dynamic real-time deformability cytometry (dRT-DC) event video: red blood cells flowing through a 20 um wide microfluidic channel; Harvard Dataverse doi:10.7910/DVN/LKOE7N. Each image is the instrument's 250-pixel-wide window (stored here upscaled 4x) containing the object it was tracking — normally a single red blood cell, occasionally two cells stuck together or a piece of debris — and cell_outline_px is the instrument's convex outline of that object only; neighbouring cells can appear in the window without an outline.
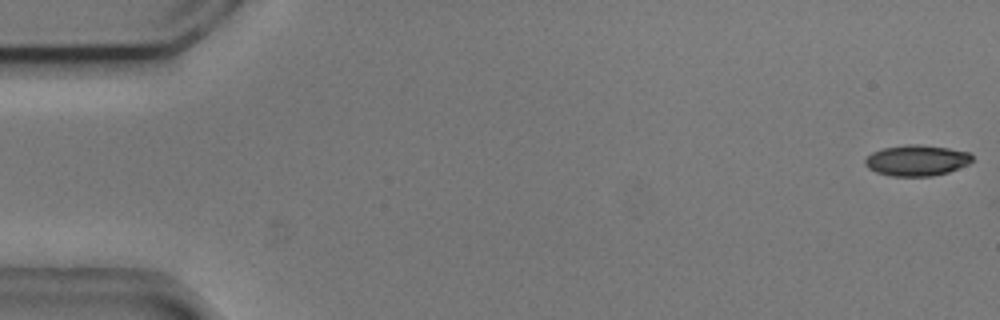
{"species": "common noctule bat (a hibernating species)", "species_latin": "Nyctalus noctula", "temperature_condition": "cold", "stored_images_in_passage": 44, "camera_frame_rate_fps": 3000, "um_per_image_px": 0.085, "animal": {"sex": "male", "body_mass_g": 20.5, "forearm_length_mm": 52.5}, "frame": {"image": 1, "passage_image": 1, "time_ms": 0.0, "image_size_px": [1000, 320], "cell_outline_px": [[972, 160], [968, 164], [948, 172], [932, 176], [892, 176], [876, 172], [868, 168], [864, 164], [864, 160], [872, 152], [884, 148], [908, 144], [920, 144], [948, 148], [968, 152], [972, 156]], "centroid_in_image_um": [77.9, 13.63], "position_along_channel_um": 7.1, "area_um2": 19.19}}
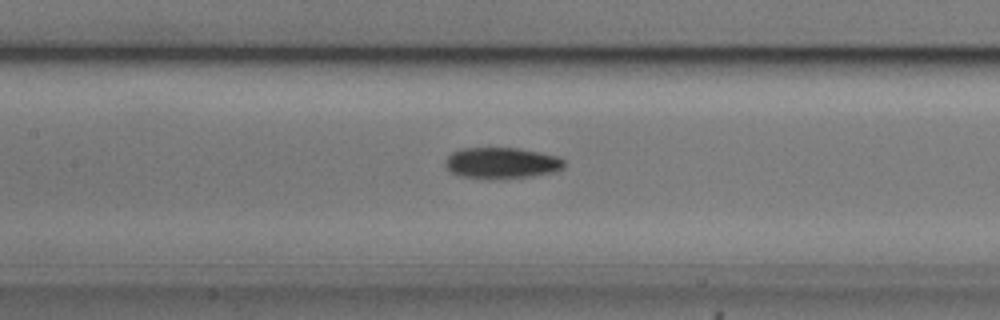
{"frame": {"image": 2, "passage_image": 25, "time_ms": 8.0, "image_size_px": [1000, 320], "cell_outline_px": [[564, 168], [556, 172], [532, 176], [460, 176], [452, 172], [444, 164], [444, 160], [452, 152], [460, 148], [520, 148], [560, 156], [564, 160]], "centroid_in_image_um": [42.69, 13.8], "position_along_channel_um": 164.7, "area_um2": 20.98}}
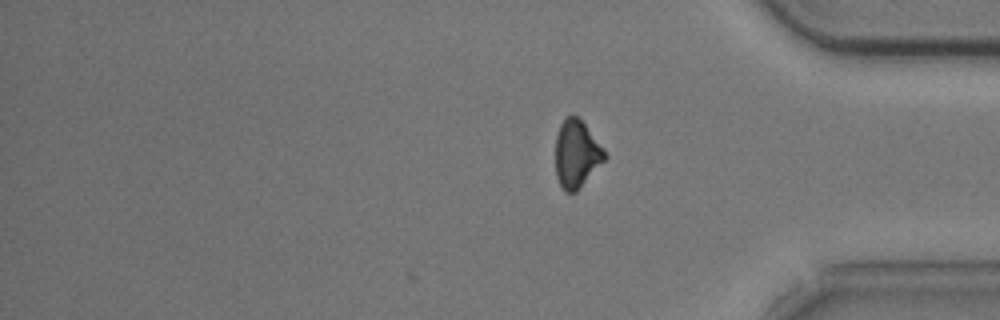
{"frame": {"image": 3, "passage_image": 44, "time_ms": 14.333, "image_size_px": [1000, 320], "cell_outline_px": [[608, 156], [576, 192], [564, 192], [556, 176], [556, 136], [560, 124], [568, 116], [576, 116], [584, 124], [604, 148]], "centroid_in_image_um": [49.01, 13.11], "position_along_channel_um": 386.2, "area_um2": 19.13}, "authors_computed_cell_mechanics": {"area_um2": 20.808, "velocity_mm_per_s": 3.7341, "shape_relaxation_time_tau1_ms": 6.1641, "shape_relaxation_time_tau2_ms": 4.5921, "deformation_change_tau1": 0.1615, "deformation_change_tau2": 0.1036}}